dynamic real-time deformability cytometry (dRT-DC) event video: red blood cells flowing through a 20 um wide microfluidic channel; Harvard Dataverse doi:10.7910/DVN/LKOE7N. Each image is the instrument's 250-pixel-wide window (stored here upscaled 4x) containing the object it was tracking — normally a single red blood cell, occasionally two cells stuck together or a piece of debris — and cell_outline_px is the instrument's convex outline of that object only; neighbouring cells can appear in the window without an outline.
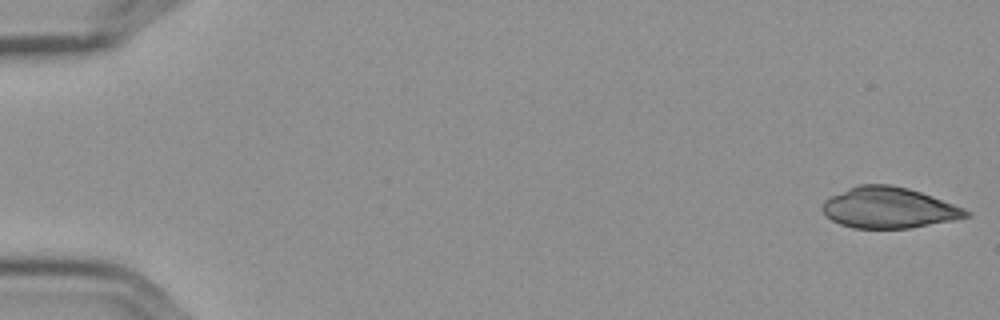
{"species": "Egyptian fruit bat (a non-hibernating species)", "species_latin": "Rousettus aegyptiacus", "temperature_condition": "cold", "stored_images_in_passage": 5, "camera_frame_rate_fps": 3000, "um_per_image_px": 0.085, "frame": {"image": 1, "passage_image": 1, "time_ms": 0.0, "image_size_px": [1000, 320], "cell_outline_px": [[972, 216], [952, 220], [908, 228], [852, 228], [840, 224], [832, 220], [820, 208], [824, 200], [848, 188], [860, 184], [888, 184], [908, 188], [932, 196], [964, 208], [972, 212]], "centroid_in_image_um": [75.55, 17.66], "position_along_channel_um": 9.4, "area_um2": 34.04}}